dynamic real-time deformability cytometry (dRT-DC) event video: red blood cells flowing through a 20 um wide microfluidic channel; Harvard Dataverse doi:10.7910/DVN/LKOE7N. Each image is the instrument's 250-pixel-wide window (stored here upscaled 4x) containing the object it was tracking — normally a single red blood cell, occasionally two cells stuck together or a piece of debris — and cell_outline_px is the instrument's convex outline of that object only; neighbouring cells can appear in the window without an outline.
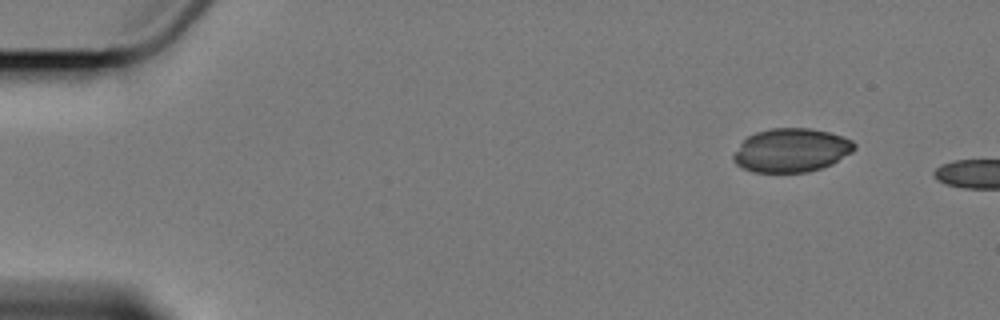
{"species": "Egyptian fruit bat (a non-hibernating species)", "species_latin": "Rousettus aegyptiacus", "temperature_condition": "cold", "stored_images_in_passage": 4, "camera_frame_rate_fps": 3000, "um_per_image_px": 0.085, "animal": {"sex": "female"}, "frame": {"image": 1, "passage_image": 1, "time_ms": 0.0, "image_size_px": [1000, 320], "cell_outline_px": [[856, 148], [852, 152], [832, 164], [808, 172], [752, 172], [736, 164], [732, 160], [732, 156], [740, 144], [748, 136], [756, 132], [772, 128], [808, 128], [828, 132], [852, 140], [856, 144]], "centroid_in_image_um": [67.26, 12.77], "position_along_channel_um": 17.7, "area_um2": 30.69}}